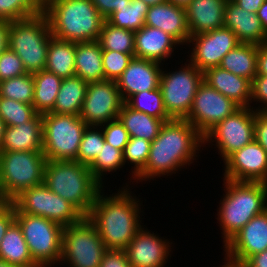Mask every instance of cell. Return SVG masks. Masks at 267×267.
<instances>
[{
    "instance_id": "cell-5",
    "label": "cell",
    "mask_w": 267,
    "mask_h": 267,
    "mask_svg": "<svg viewBox=\"0 0 267 267\" xmlns=\"http://www.w3.org/2000/svg\"><path fill=\"white\" fill-rule=\"evenodd\" d=\"M43 183L84 217L90 213L98 193L106 187L95 179L89 166L75 160H47Z\"/></svg>"
},
{
    "instance_id": "cell-36",
    "label": "cell",
    "mask_w": 267,
    "mask_h": 267,
    "mask_svg": "<svg viewBox=\"0 0 267 267\" xmlns=\"http://www.w3.org/2000/svg\"><path fill=\"white\" fill-rule=\"evenodd\" d=\"M125 103L135 111L144 112L165 122L172 120L165 109L160 87L136 93Z\"/></svg>"
},
{
    "instance_id": "cell-17",
    "label": "cell",
    "mask_w": 267,
    "mask_h": 267,
    "mask_svg": "<svg viewBox=\"0 0 267 267\" xmlns=\"http://www.w3.org/2000/svg\"><path fill=\"white\" fill-rule=\"evenodd\" d=\"M223 163V179L267 184V152L255 139Z\"/></svg>"
},
{
    "instance_id": "cell-25",
    "label": "cell",
    "mask_w": 267,
    "mask_h": 267,
    "mask_svg": "<svg viewBox=\"0 0 267 267\" xmlns=\"http://www.w3.org/2000/svg\"><path fill=\"white\" fill-rule=\"evenodd\" d=\"M203 81L240 107H250L252 81L218 67L203 72Z\"/></svg>"
},
{
    "instance_id": "cell-49",
    "label": "cell",
    "mask_w": 267,
    "mask_h": 267,
    "mask_svg": "<svg viewBox=\"0 0 267 267\" xmlns=\"http://www.w3.org/2000/svg\"><path fill=\"white\" fill-rule=\"evenodd\" d=\"M91 2L101 16L107 20L118 8L131 3V0H91Z\"/></svg>"
},
{
    "instance_id": "cell-2",
    "label": "cell",
    "mask_w": 267,
    "mask_h": 267,
    "mask_svg": "<svg viewBox=\"0 0 267 267\" xmlns=\"http://www.w3.org/2000/svg\"><path fill=\"white\" fill-rule=\"evenodd\" d=\"M132 187H119L110 195L102 189L87 216L107 249L124 250L143 226V202L132 193Z\"/></svg>"
},
{
    "instance_id": "cell-37",
    "label": "cell",
    "mask_w": 267,
    "mask_h": 267,
    "mask_svg": "<svg viewBox=\"0 0 267 267\" xmlns=\"http://www.w3.org/2000/svg\"><path fill=\"white\" fill-rule=\"evenodd\" d=\"M123 152L111 144L104 142L103 148L100 150V154L97 155L94 162L89 166L91 173L95 179L102 185L104 175L116 172L117 170L124 168Z\"/></svg>"
},
{
    "instance_id": "cell-53",
    "label": "cell",
    "mask_w": 267,
    "mask_h": 267,
    "mask_svg": "<svg viewBox=\"0 0 267 267\" xmlns=\"http://www.w3.org/2000/svg\"><path fill=\"white\" fill-rule=\"evenodd\" d=\"M242 267H267V249L259 254L249 257Z\"/></svg>"
},
{
    "instance_id": "cell-60",
    "label": "cell",
    "mask_w": 267,
    "mask_h": 267,
    "mask_svg": "<svg viewBox=\"0 0 267 267\" xmlns=\"http://www.w3.org/2000/svg\"><path fill=\"white\" fill-rule=\"evenodd\" d=\"M143 2H145L146 4H148L149 6L151 5H156V4H160V3H163L167 0H141Z\"/></svg>"
},
{
    "instance_id": "cell-62",
    "label": "cell",
    "mask_w": 267,
    "mask_h": 267,
    "mask_svg": "<svg viewBox=\"0 0 267 267\" xmlns=\"http://www.w3.org/2000/svg\"><path fill=\"white\" fill-rule=\"evenodd\" d=\"M42 3H43V5L47 2V1H49V0H40Z\"/></svg>"
},
{
    "instance_id": "cell-43",
    "label": "cell",
    "mask_w": 267,
    "mask_h": 267,
    "mask_svg": "<svg viewBox=\"0 0 267 267\" xmlns=\"http://www.w3.org/2000/svg\"><path fill=\"white\" fill-rule=\"evenodd\" d=\"M133 58L134 54L103 50L102 65L105 80L116 82Z\"/></svg>"
},
{
    "instance_id": "cell-55",
    "label": "cell",
    "mask_w": 267,
    "mask_h": 267,
    "mask_svg": "<svg viewBox=\"0 0 267 267\" xmlns=\"http://www.w3.org/2000/svg\"><path fill=\"white\" fill-rule=\"evenodd\" d=\"M256 14L260 19L262 27L267 33V0L261 5Z\"/></svg>"
},
{
    "instance_id": "cell-28",
    "label": "cell",
    "mask_w": 267,
    "mask_h": 267,
    "mask_svg": "<svg viewBox=\"0 0 267 267\" xmlns=\"http://www.w3.org/2000/svg\"><path fill=\"white\" fill-rule=\"evenodd\" d=\"M0 260L15 267H39L32 259L23 232L14 221L0 244Z\"/></svg>"
},
{
    "instance_id": "cell-32",
    "label": "cell",
    "mask_w": 267,
    "mask_h": 267,
    "mask_svg": "<svg viewBox=\"0 0 267 267\" xmlns=\"http://www.w3.org/2000/svg\"><path fill=\"white\" fill-rule=\"evenodd\" d=\"M87 85L88 83L78 76L63 79L54 108L50 112L79 115L85 99Z\"/></svg>"
},
{
    "instance_id": "cell-15",
    "label": "cell",
    "mask_w": 267,
    "mask_h": 267,
    "mask_svg": "<svg viewBox=\"0 0 267 267\" xmlns=\"http://www.w3.org/2000/svg\"><path fill=\"white\" fill-rule=\"evenodd\" d=\"M240 106L206 82H202L195 94L188 116L185 118L203 136L217 123L233 114Z\"/></svg>"
},
{
    "instance_id": "cell-48",
    "label": "cell",
    "mask_w": 267,
    "mask_h": 267,
    "mask_svg": "<svg viewBox=\"0 0 267 267\" xmlns=\"http://www.w3.org/2000/svg\"><path fill=\"white\" fill-rule=\"evenodd\" d=\"M254 139L267 152V111H255Z\"/></svg>"
},
{
    "instance_id": "cell-42",
    "label": "cell",
    "mask_w": 267,
    "mask_h": 267,
    "mask_svg": "<svg viewBox=\"0 0 267 267\" xmlns=\"http://www.w3.org/2000/svg\"><path fill=\"white\" fill-rule=\"evenodd\" d=\"M38 113L34 106L0 96V118L5 126H18L31 121Z\"/></svg>"
},
{
    "instance_id": "cell-47",
    "label": "cell",
    "mask_w": 267,
    "mask_h": 267,
    "mask_svg": "<svg viewBox=\"0 0 267 267\" xmlns=\"http://www.w3.org/2000/svg\"><path fill=\"white\" fill-rule=\"evenodd\" d=\"M99 267H131L124 250L108 249Z\"/></svg>"
},
{
    "instance_id": "cell-21",
    "label": "cell",
    "mask_w": 267,
    "mask_h": 267,
    "mask_svg": "<svg viewBox=\"0 0 267 267\" xmlns=\"http://www.w3.org/2000/svg\"><path fill=\"white\" fill-rule=\"evenodd\" d=\"M134 57L152 60L164 65L181 44L161 29L144 25L135 32ZM173 53V54H172ZM163 61V63H162Z\"/></svg>"
},
{
    "instance_id": "cell-41",
    "label": "cell",
    "mask_w": 267,
    "mask_h": 267,
    "mask_svg": "<svg viewBox=\"0 0 267 267\" xmlns=\"http://www.w3.org/2000/svg\"><path fill=\"white\" fill-rule=\"evenodd\" d=\"M105 137L100 126H87L84 130L75 161L90 166L103 148Z\"/></svg>"
},
{
    "instance_id": "cell-59",
    "label": "cell",
    "mask_w": 267,
    "mask_h": 267,
    "mask_svg": "<svg viewBox=\"0 0 267 267\" xmlns=\"http://www.w3.org/2000/svg\"><path fill=\"white\" fill-rule=\"evenodd\" d=\"M223 260H224L223 262L224 264L220 265L219 267H242L241 265L229 262L226 259H223Z\"/></svg>"
},
{
    "instance_id": "cell-30",
    "label": "cell",
    "mask_w": 267,
    "mask_h": 267,
    "mask_svg": "<svg viewBox=\"0 0 267 267\" xmlns=\"http://www.w3.org/2000/svg\"><path fill=\"white\" fill-rule=\"evenodd\" d=\"M118 119L124 125L130 137L143 138L152 142L159 134L164 120L135 111L125 102L119 112Z\"/></svg>"
},
{
    "instance_id": "cell-1",
    "label": "cell",
    "mask_w": 267,
    "mask_h": 267,
    "mask_svg": "<svg viewBox=\"0 0 267 267\" xmlns=\"http://www.w3.org/2000/svg\"><path fill=\"white\" fill-rule=\"evenodd\" d=\"M201 147L203 150V135L186 119L165 122L151 142L147 163L135 184L182 171L197 160Z\"/></svg>"
},
{
    "instance_id": "cell-27",
    "label": "cell",
    "mask_w": 267,
    "mask_h": 267,
    "mask_svg": "<svg viewBox=\"0 0 267 267\" xmlns=\"http://www.w3.org/2000/svg\"><path fill=\"white\" fill-rule=\"evenodd\" d=\"M102 54L98 41L76 43L75 76L87 83L105 80Z\"/></svg>"
},
{
    "instance_id": "cell-12",
    "label": "cell",
    "mask_w": 267,
    "mask_h": 267,
    "mask_svg": "<svg viewBox=\"0 0 267 267\" xmlns=\"http://www.w3.org/2000/svg\"><path fill=\"white\" fill-rule=\"evenodd\" d=\"M11 204L15 213L42 216L63 227L78 223L84 217L72 204L52 192L44 183L22 191Z\"/></svg>"
},
{
    "instance_id": "cell-45",
    "label": "cell",
    "mask_w": 267,
    "mask_h": 267,
    "mask_svg": "<svg viewBox=\"0 0 267 267\" xmlns=\"http://www.w3.org/2000/svg\"><path fill=\"white\" fill-rule=\"evenodd\" d=\"M100 127L102 128L105 141L123 152L130 139V135L121 121L116 119Z\"/></svg>"
},
{
    "instance_id": "cell-61",
    "label": "cell",
    "mask_w": 267,
    "mask_h": 267,
    "mask_svg": "<svg viewBox=\"0 0 267 267\" xmlns=\"http://www.w3.org/2000/svg\"><path fill=\"white\" fill-rule=\"evenodd\" d=\"M0 267H15V266L9 265L6 262L0 260Z\"/></svg>"
},
{
    "instance_id": "cell-52",
    "label": "cell",
    "mask_w": 267,
    "mask_h": 267,
    "mask_svg": "<svg viewBox=\"0 0 267 267\" xmlns=\"http://www.w3.org/2000/svg\"><path fill=\"white\" fill-rule=\"evenodd\" d=\"M11 21L0 20V55L9 48Z\"/></svg>"
},
{
    "instance_id": "cell-38",
    "label": "cell",
    "mask_w": 267,
    "mask_h": 267,
    "mask_svg": "<svg viewBox=\"0 0 267 267\" xmlns=\"http://www.w3.org/2000/svg\"><path fill=\"white\" fill-rule=\"evenodd\" d=\"M150 145L151 142L143 139V138H137V137H130L128 143L125 146V149L123 151V160L124 164L128 163L131 166V173L129 174L130 177V184L122 187H130L132 180H134L132 183L135 182V178L143 171L150 152ZM130 185V186H129Z\"/></svg>"
},
{
    "instance_id": "cell-31",
    "label": "cell",
    "mask_w": 267,
    "mask_h": 267,
    "mask_svg": "<svg viewBox=\"0 0 267 267\" xmlns=\"http://www.w3.org/2000/svg\"><path fill=\"white\" fill-rule=\"evenodd\" d=\"M257 52L258 45L239 43L223 57L219 67L252 81L257 74Z\"/></svg>"
},
{
    "instance_id": "cell-19",
    "label": "cell",
    "mask_w": 267,
    "mask_h": 267,
    "mask_svg": "<svg viewBox=\"0 0 267 267\" xmlns=\"http://www.w3.org/2000/svg\"><path fill=\"white\" fill-rule=\"evenodd\" d=\"M144 226L124 249L131 267H165L173 243Z\"/></svg>"
},
{
    "instance_id": "cell-16",
    "label": "cell",
    "mask_w": 267,
    "mask_h": 267,
    "mask_svg": "<svg viewBox=\"0 0 267 267\" xmlns=\"http://www.w3.org/2000/svg\"><path fill=\"white\" fill-rule=\"evenodd\" d=\"M239 43L234 32L224 26L208 33L192 35L187 43L189 48L192 46L191 53L187 52L190 58L187 60L204 72L208 68L218 67L223 57Z\"/></svg>"
},
{
    "instance_id": "cell-7",
    "label": "cell",
    "mask_w": 267,
    "mask_h": 267,
    "mask_svg": "<svg viewBox=\"0 0 267 267\" xmlns=\"http://www.w3.org/2000/svg\"><path fill=\"white\" fill-rule=\"evenodd\" d=\"M42 151H0V188L12 201L22 191L43 183Z\"/></svg>"
},
{
    "instance_id": "cell-51",
    "label": "cell",
    "mask_w": 267,
    "mask_h": 267,
    "mask_svg": "<svg viewBox=\"0 0 267 267\" xmlns=\"http://www.w3.org/2000/svg\"><path fill=\"white\" fill-rule=\"evenodd\" d=\"M256 75L267 76V42L258 45Z\"/></svg>"
},
{
    "instance_id": "cell-22",
    "label": "cell",
    "mask_w": 267,
    "mask_h": 267,
    "mask_svg": "<svg viewBox=\"0 0 267 267\" xmlns=\"http://www.w3.org/2000/svg\"><path fill=\"white\" fill-rule=\"evenodd\" d=\"M144 25L161 29L184 46L187 45L190 38L186 9L169 1L151 5L147 11Z\"/></svg>"
},
{
    "instance_id": "cell-11",
    "label": "cell",
    "mask_w": 267,
    "mask_h": 267,
    "mask_svg": "<svg viewBox=\"0 0 267 267\" xmlns=\"http://www.w3.org/2000/svg\"><path fill=\"white\" fill-rule=\"evenodd\" d=\"M178 69V70H177ZM175 71L162 69L160 89L165 109L172 119H185L203 82V72L188 60Z\"/></svg>"
},
{
    "instance_id": "cell-46",
    "label": "cell",
    "mask_w": 267,
    "mask_h": 267,
    "mask_svg": "<svg viewBox=\"0 0 267 267\" xmlns=\"http://www.w3.org/2000/svg\"><path fill=\"white\" fill-rule=\"evenodd\" d=\"M250 108L254 111H267V76L265 75H256L252 80Z\"/></svg>"
},
{
    "instance_id": "cell-26",
    "label": "cell",
    "mask_w": 267,
    "mask_h": 267,
    "mask_svg": "<svg viewBox=\"0 0 267 267\" xmlns=\"http://www.w3.org/2000/svg\"><path fill=\"white\" fill-rule=\"evenodd\" d=\"M42 132V114L18 126H5L0 151H42Z\"/></svg>"
},
{
    "instance_id": "cell-9",
    "label": "cell",
    "mask_w": 267,
    "mask_h": 267,
    "mask_svg": "<svg viewBox=\"0 0 267 267\" xmlns=\"http://www.w3.org/2000/svg\"><path fill=\"white\" fill-rule=\"evenodd\" d=\"M33 261L39 267H57L62 255L63 226L42 216L15 213Z\"/></svg>"
},
{
    "instance_id": "cell-58",
    "label": "cell",
    "mask_w": 267,
    "mask_h": 267,
    "mask_svg": "<svg viewBox=\"0 0 267 267\" xmlns=\"http://www.w3.org/2000/svg\"><path fill=\"white\" fill-rule=\"evenodd\" d=\"M4 131H5V123H4V121L0 118V146H1L2 141H3Z\"/></svg>"
},
{
    "instance_id": "cell-14",
    "label": "cell",
    "mask_w": 267,
    "mask_h": 267,
    "mask_svg": "<svg viewBox=\"0 0 267 267\" xmlns=\"http://www.w3.org/2000/svg\"><path fill=\"white\" fill-rule=\"evenodd\" d=\"M115 81L88 83L79 117L88 126H101L118 119L123 104Z\"/></svg>"
},
{
    "instance_id": "cell-24",
    "label": "cell",
    "mask_w": 267,
    "mask_h": 267,
    "mask_svg": "<svg viewBox=\"0 0 267 267\" xmlns=\"http://www.w3.org/2000/svg\"><path fill=\"white\" fill-rule=\"evenodd\" d=\"M228 0H192L186 7L190 36L208 33L224 26Z\"/></svg>"
},
{
    "instance_id": "cell-18",
    "label": "cell",
    "mask_w": 267,
    "mask_h": 267,
    "mask_svg": "<svg viewBox=\"0 0 267 267\" xmlns=\"http://www.w3.org/2000/svg\"><path fill=\"white\" fill-rule=\"evenodd\" d=\"M224 258L242 265L249 257L267 249V209L253 217L224 246Z\"/></svg>"
},
{
    "instance_id": "cell-50",
    "label": "cell",
    "mask_w": 267,
    "mask_h": 267,
    "mask_svg": "<svg viewBox=\"0 0 267 267\" xmlns=\"http://www.w3.org/2000/svg\"><path fill=\"white\" fill-rule=\"evenodd\" d=\"M15 221V208L11 204L1 215H0V244L9 226Z\"/></svg>"
},
{
    "instance_id": "cell-56",
    "label": "cell",
    "mask_w": 267,
    "mask_h": 267,
    "mask_svg": "<svg viewBox=\"0 0 267 267\" xmlns=\"http://www.w3.org/2000/svg\"><path fill=\"white\" fill-rule=\"evenodd\" d=\"M11 205V201L5 196L0 188V215Z\"/></svg>"
},
{
    "instance_id": "cell-39",
    "label": "cell",
    "mask_w": 267,
    "mask_h": 267,
    "mask_svg": "<svg viewBox=\"0 0 267 267\" xmlns=\"http://www.w3.org/2000/svg\"><path fill=\"white\" fill-rule=\"evenodd\" d=\"M0 96L33 105V74L26 73L19 77L2 80L0 85Z\"/></svg>"
},
{
    "instance_id": "cell-29",
    "label": "cell",
    "mask_w": 267,
    "mask_h": 267,
    "mask_svg": "<svg viewBox=\"0 0 267 267\" xmlns=\"http://www.w3.org/2000/svg\"><path fill=\"white\" fill-rule=\"evenodd\" d=\"M76 43L50 38L45 70L65 79L75 76Z\"/></svg>"
},
{
    "instance_id": "cell-57",
    "label": "cell",
    "mask_w": 267,
    "mask_h": 267,
    "mask_svg": "<svg viewBox=\"0 0 267 267\" xmlns=\"http://www.w3.org/2000/svg\"><path fill=\"white\" fill-rule=\"evenodd\" d=\"M177 6L186 7L192 0H167Z\"/></svg>"
},
{
    "instance_id": "cell-10",
    "label": "cell",
    "mask_w": 267,
    "mask_h": 267,
    "mask_svg": "<svg viewBox=\"0 0 267 267\" xmlns=\"http://www.w3.org/2000/svg\"><path fill=\"white\" fill-rule=\"evenodd\" d=\"M107 250L94 224L83 217L78 223L63 227L58 266L99 267Z\"/></svg>"
},
{
    "instance_id": "cell-3",
    "label": "cell",
    "mask_w": 267,
    "mask_h": 267,
    "mask_svg": "<svg viewBox=\"0 0 267 267\" xmlns=\"http://www.w3.org/2000/svg\"><path fill=\"white\" fill-rule=\"evenodd\" d=\"M223 194L217 210V223L224 246L253 217L267 209V184L223 179ZM219 221V222H218Z\"/></svg>"
},
{
    "instance_id": "cell-23",
    "label": "cell",
    "mask_w": 267,
    "mask_h": 267,
    "mask_svg": "<svg viewBox=\"0 0 267 267\" xmlns=\"http://www.w3.org/2000/svg\"><path fill=\"white\" fill-rule=\"evenodd\" d=\"M224 27L234 32L240 43L261 45L267 42V33L256 13H250L228 0L224 10Z\"/></svg>"
},
{
    "instance_id": "cell-44",
    "label": "cell",
    "mask_w": 267,
    "mask_h": 267,
    "mask_svg": "<svg viewBox=\"0 0 267 267\" xmlns=\"http://www.w3.org/2000/svg\"><path fill=\"white\" fill-rule=\"evenodd\" d=\"M22 60L8 48L0 55V80L19 77L26 74Z\"/></svg>"
},
{
    "instance_id": "cell-35",
    "label": "cell",
    "mask_w": 267,
    "mask_h": 267,
    "mask_svg": "<svg viewBox=\"0 0 267 267\" xmlns=\"http://www.w3.org/2000/svg\"><path fill=\"white\" fill-rule=\"evenodd\" d=\"M134 38V31L117 28L105 20L98 42L103 50L134 54Z\"/></svg>"
},
{
    "instance_id": "cell-54",
    "label": "cell",
    "mask_w": 267,
    "mask_h": 267,
    "mask_svg": "<svg viewBox=\"0 0 267 267\" xmlns=\"http://www.w3.org/2000/svg\"><path fill=\"white\" fill-rule=\"evenodd\" d=\"M232 1L250 13H257L261 5L266 0H232Z\"/></svg>"
},
{
    "instance_id": "cell-6",
    "label": "cell",
    "mask_w": 267,
    "mask_h": 267,
    "mask_svg": "<svg viewBox=\"0 0 267 267\" xmlns=\"http://www.w3.org/2000/svg\"><path fill=\"white\" fill-rule=\"evenodd\" d=\"M51 37L48 18L41 13L11 22L9 48L22 60L26 72L34 74L46 68Z\"/></svg>"
},
{
    "instance_id": "cell-34",
    "label": "cell",
    "mask_w": 267,
    "mask_h": 267,
    "mask_svg": "<svg viewBox=\"0 0 267 267\" xmlns=\"http://www.w3.org/2000/svg\"><path fill=\"white\" fill-rule=\"evenodd\" d=\"M149 5L141 0H131L118 8L106 21L117 28L138 31L144 26Z\"/></svg>"
},
{
    "instance_id": "cell-8",
    "label": "cell",
    "mask_w": 267,
    "mask_h": 267,
    "mask_svg": "<svg viewBox=\"0 0 267 267\" xmlns=\"http://www.w3.org/2000/svg\"><path fill=\"white\" fill-rule=\"evenodd\" d=\"M43 149L46 160H76L84 130L88 126L79 115L42 114Z\"/></svg>"
},
{
    "instance_id": "cell-13",
    "label": "cell",
    "mask_w": 267,
    "mask_h": 267,
    "mask_svg": "<svg viewBox=\"0 0 267 267\" xmlns=\"http://www.w3.org/2000/svg\"><path fill=\"white\" fill-rule=\"evenodd\" d=\"M254 121L255 111L250 107H240L203 136L204 148L209 144L216 146L224 162L232 153L254 140Z\"/></svg>"
},
{
    "instance_id": "cell-40",
    "label": "cell",
    "mask_w": 267,
    "mask_h": 267,
    "mask_svg": "<svg viewBox=\"0 0 267 267\" xmlns=\"http://www.w3.org/2000/svg\"><path fill=\"white\" fill-rule=\"evenodd\" d=\"M43 13L40 0H0V20L17 21Z\"/></svg>"
},
{
    "instance_id": "cell-4",
    "label": "cell",
    "mask_w": 267,
    "mask_h": 267,
    "mask_svg": "<svg viewBox=\"0 0 267 267\" xmlns=\"http://www.w3.org/2000/svg\"><path fill=\"white\" fill-rule=\"evenodd\" d=\"M43 13L53 37L74 43L98 41L105 21L91 0H49Z\"/></svg>"
},
{
    "instance_id": "cell-20",
    "label": "cell",
    "mask_w": 267,
    "mask_h": 267,
    "mask_svg": "<svg viewBox=\"0 0 267 267\" xmlns=\"http://www.w3.org/2000/svg\"><path fill=\"white\" fill-rule=\"evenodd\" d=\"M162 67L159 62L134 57L116 81L123 102L136 93L159 88Z\"/></svg>"
},
{
    "instance_id": "cell-33",
    "label": "cell",
    "mask_w": 267,
    "mask_h": 267,
    "mask_svg": "<svg viewBox=\"0 0 267 267\" xmlns=\"http://www.w3.org/2000/svg\"><path fill=\"white\" fill-rule=\"evenodd\" d=\"M33 80L34 109L38 114L48 113L54 108L63 79L54 73L42 70L33 74Z\"/></svg>"
}]
</instances>
